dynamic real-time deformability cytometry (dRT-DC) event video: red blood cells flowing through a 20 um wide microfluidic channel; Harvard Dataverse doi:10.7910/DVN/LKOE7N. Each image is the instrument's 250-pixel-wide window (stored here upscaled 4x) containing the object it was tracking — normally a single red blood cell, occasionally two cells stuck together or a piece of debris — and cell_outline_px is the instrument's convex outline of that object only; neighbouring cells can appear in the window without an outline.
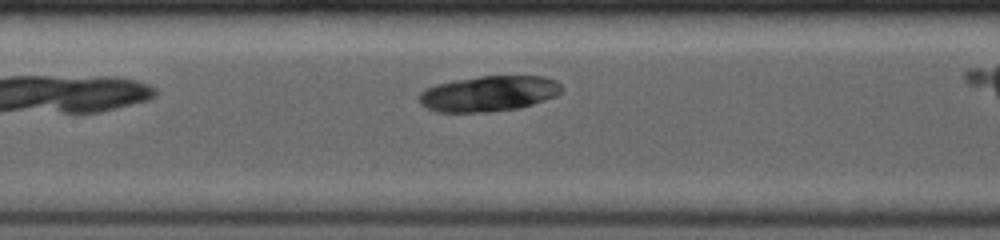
{"species": "common noctule bat (a hibernating species)", "species_latin": "Nyctalus noctula", "temperature_condition": "room temperature", "stored_images_in_passage": 38, "camera_frame_rate_fps": 4000, "um_per_image_px": 0.085, "animal": {"sex": "female", "body_mass_g": 19.0, "forearm_length_mm": 53.3}, "frame": {"image": 1, "passage_image": 21, "time_ms": 3.75, "image_size_px": [1000, 240], "cell_outline_px": [[564, 88], [556, 96], [520, 108], [488, 112], [436, 112], [420, 104], [416, 96], [424, 88], [436, 84], [456, 80], [480, 76], [544, 76], [556, 80]], "centroid_in_image_um": [41.52, 7.96], "position_along_channel_um": 165.9, "area_um2": 29.82}}